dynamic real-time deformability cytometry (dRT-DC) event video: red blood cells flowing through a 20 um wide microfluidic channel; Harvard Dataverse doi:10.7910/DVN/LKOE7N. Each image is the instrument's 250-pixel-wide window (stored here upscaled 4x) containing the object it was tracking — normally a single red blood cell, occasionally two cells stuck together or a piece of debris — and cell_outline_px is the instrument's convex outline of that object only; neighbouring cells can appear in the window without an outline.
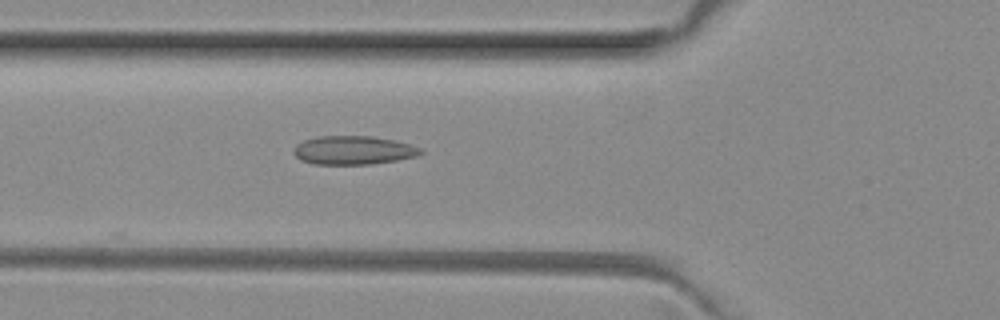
{"species": "common noctule bat (a hibernating species)", "species_latin": "Nyctalus noctula", "temperature_condition": "room temperature", "stored_images_in_passage": 3, "camera_frame_rate_fps": 3000, "um_per_image_px": 0.085, "animal": {"sex": "female", "body_mass_g": 29.2, "forearm_length_mm": 56.3}, "frame": {"image": 1, "passage_image": 3, "time_ms": 0.667, "image_size_px": [1000, 320], "cell_outline_px": [[424, 152], [416, 156], [396, 160], [368, 164], [312, 164], [300, 160], [292, 152], [292, 148], [296, 144], [304, 140], [316, 136], [372, 136], [392, 140], [408, 144], [420, 148]], "centroid_in_image_um": [29.96, 12.77], "position_along_channel_um": 95.8, "area_um2": 21.15}}